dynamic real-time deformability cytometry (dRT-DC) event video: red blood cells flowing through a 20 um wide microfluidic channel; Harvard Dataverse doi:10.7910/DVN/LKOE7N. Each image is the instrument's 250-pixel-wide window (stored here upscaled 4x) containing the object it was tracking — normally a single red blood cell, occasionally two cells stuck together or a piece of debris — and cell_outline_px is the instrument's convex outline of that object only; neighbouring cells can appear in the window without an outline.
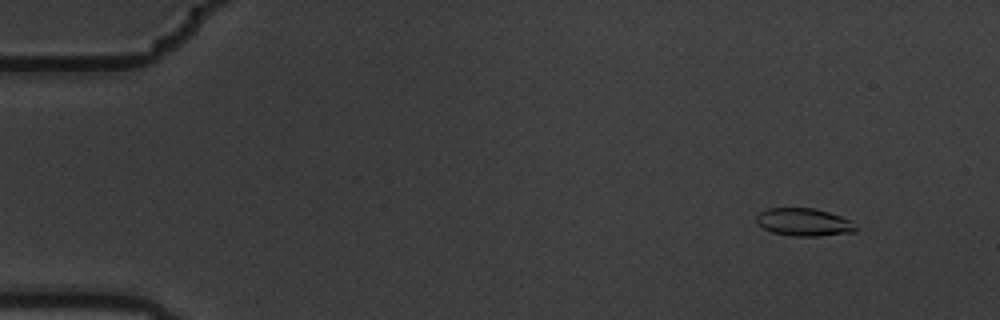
{"species": "common noctule bat (a hibernating species)", "species_latin": "Nyctalus noctula", "temperature_condition": "warm", "stored_images_in_passage": 5, "camera_frame_rate_fps": 3000, "um_per_image_px": 0.085, "animal": {"sex": "male", "body_mass_g": 19.5, "forearm_length_mm": 54.6}, "frame": {"image": 1, "passage_image": 1, "time_ms": 0.0, "image_size_px": [1000, 320], "cell_outline_px": [[860, 228], [856, 232], [820, 236], [792, 236], [772, 232], [756, 224], [756, 216], [760, 212], [768, 208], [812, 208], [828, 212], [852, 220]], "centroid_in_image_um": [68.38, 18.89], "position_along_channel_um": 16.6, "area_um2": 16.3}}
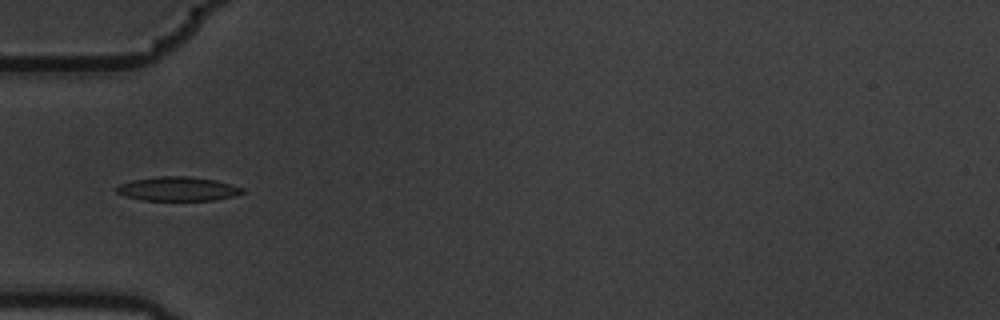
{"frame": {"image": 2, "passage_image": 5, "time_ms": 1.333, "image_size_px": [1000, 320], "cell_outline_px": [[248, 192], [236, 196], [212, 200], [144, 200], [128, 196], [116, 192], [116, 188], [120, 184], [132, 180], [156, 176], [188, 176], [216, 180], [244, 188]], "centroid_in_image_um": [15.18, 16.05], "position_along_channel_um": 69.8, "area_um2": 17.69}}